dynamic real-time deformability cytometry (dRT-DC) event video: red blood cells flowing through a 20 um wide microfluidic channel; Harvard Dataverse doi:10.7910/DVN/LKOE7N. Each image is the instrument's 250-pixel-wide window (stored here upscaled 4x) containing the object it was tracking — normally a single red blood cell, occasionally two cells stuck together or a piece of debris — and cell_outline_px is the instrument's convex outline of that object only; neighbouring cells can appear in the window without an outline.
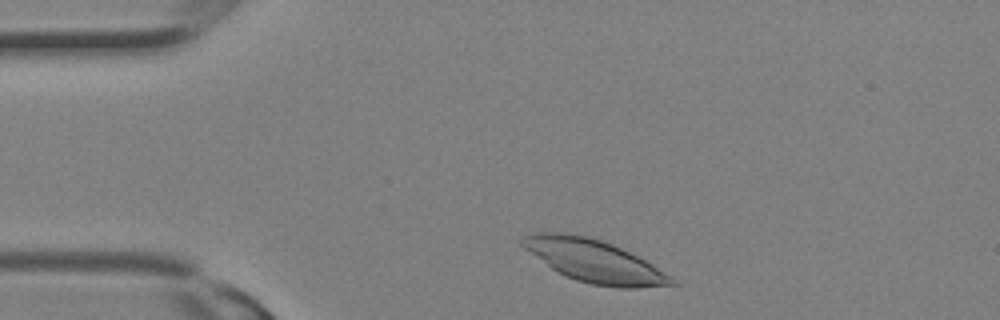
{"species": "Egyptian fruit bat (a non-hibernating species)", "species_latin": "Rousettus aegyptiacus", "temperature_condition": "room temperature", "stored_images_in_passage": 16, "camera_frame_rate_fps": 3000, "um_per_image_px": 0.085, "animal": {"sex": "female"}, "frame": {"image": 1, "passage_image": 2, "time_ms": 0.333, "image_size_px": [1000, 320], "cell_outline_px": [[680, 284], [636, 288], [620, 288], [592, 284], [576, 280], [552, 268], [524, 248], [520, 244], [520, 240], [524, 236], [540, 232], [560, 232], [588, 236], [612, 244], [652, 264], [672, 276]], "centroid_in_image_um": [50.53, 22.19], "position_along_channel_um": 34.5, "area_um2": 36.47}}
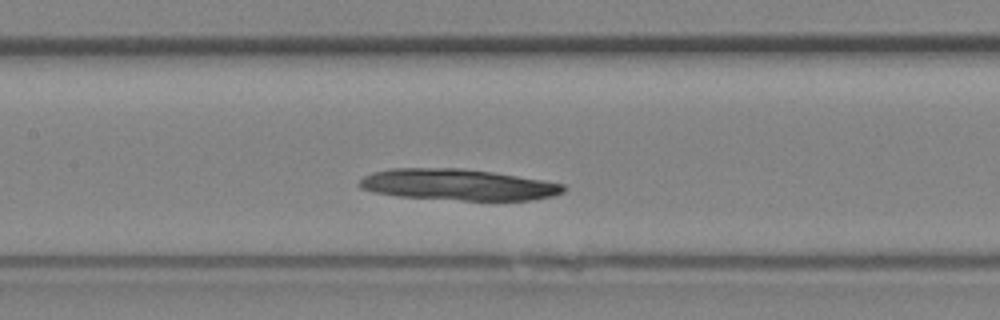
{"frame": {"image": 2, "passage_image": 10, "time_ms": 3.0, "image_size_px": [1000, 320], "cell_outline_px": [[568, 188], [564, 192], [552, 196], [532, 200], [464, 200], [396, 196], [372, 192], [360, 188], [356, 184], [364, 176], [372, 172], [392, 168], [460, 168], [492, 172], [544, 180], [564, 184]], "centroid_in_image_um": [38.91, 15.69], "position_along_channel_um": 168.5, "area_um2": 37.28}}
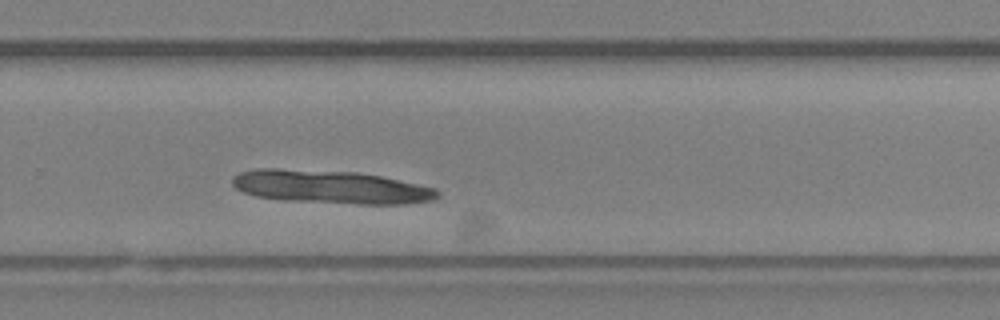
{"frame": {"image": 3, "passage_image": 16, "time_ms": 5.0, "image_size_px": [1000, 320], "cell_outline_px": [[440, 196], [432, 200], [404, 204], [360, 204], [284, 200], [256, 196], [244, 192], [236, 188], [232, 184], [232, 176], [240, 172], [256, 168], [276, 168], [356, 172], [380, 176], [436, 188], [440, 192]], "centroid_in_image_um": [28.09, 15.88], "position_along_channel_um": 301.7, "area_um2": 39.77}}